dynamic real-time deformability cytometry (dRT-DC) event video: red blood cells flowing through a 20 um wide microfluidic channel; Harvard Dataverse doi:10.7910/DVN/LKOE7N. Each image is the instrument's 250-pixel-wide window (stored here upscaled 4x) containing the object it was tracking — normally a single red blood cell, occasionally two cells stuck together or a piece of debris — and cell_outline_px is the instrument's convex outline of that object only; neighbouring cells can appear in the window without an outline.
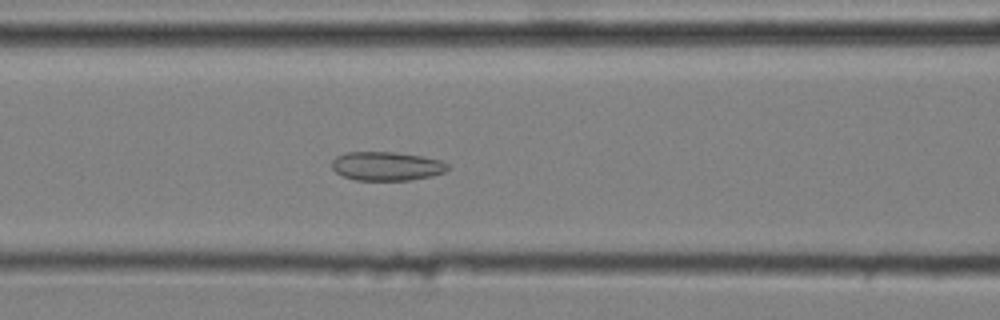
{"species": "common noctule bat (a hibernating species)", "species_latin": "Nyctalus noctula", "temperature_condition": "cold", "stored_images_in_passage": 53, "camera_frame_rate_fps": 3000, "um_per_image_px": 0.085, "animal": {"sex": "male", "body_mass_g": 20.4}, "frame": {"image": 1, "passage_image": 23, "time_ms": 7.333, "image_size_px": [1000, 320], "cell_outline_px": [[448, 168], [444, 172], [432, 176], [408, 180], [356, 180], [344, 176], [336, 172], [332, 168], [332, 160], [336, 156], [344, 152], [396, 152], [420, 156], [440, 160], [448, 164]], "centroid_in_image_um": [32.84, 14.12], "position_along_channel_um": 133.8, "area_um2": 19.42}}
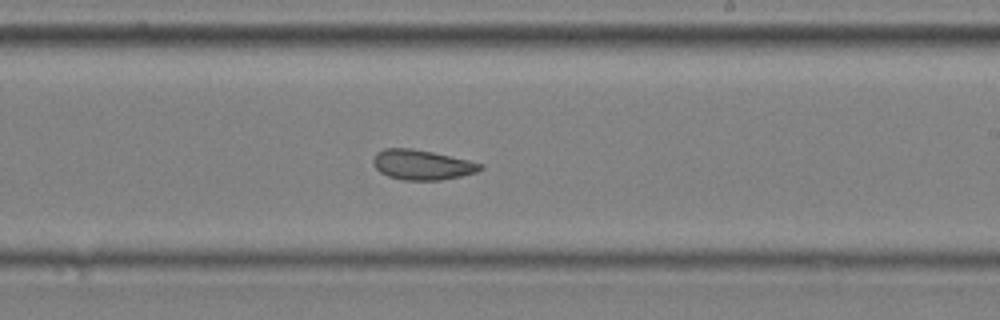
{"frame": {"image": 2, "passage_image": 33, "time_ms": 10.667, "image_size_px": [1000, 320], "cell_outline_px": [[484, 168], [476, 172], [460, 176], [440, 180], [404, 180], [388, 176], [380, 172], [376, 168], [372, 160], [376, 152], [384, 148], [412, 148], [432, 152], [468, 160], [484, 164]], "centroid_in_image_um": [35.86, 14.0], "position_along_channel_um": 253.1, "area_um2": 18.67}}
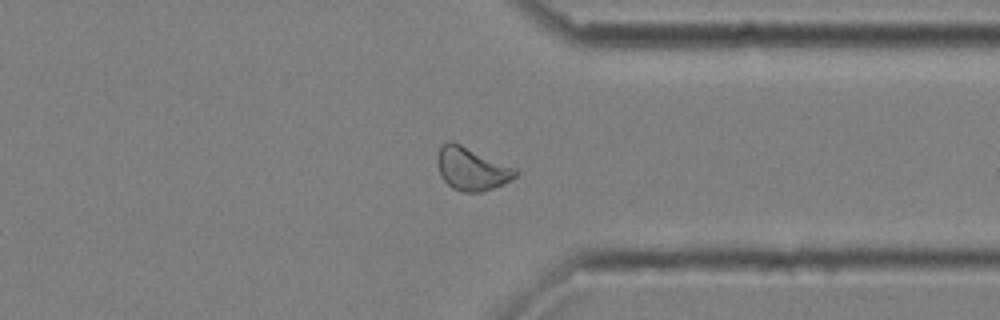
{"frame": {"image": 3, "passage_image": 43, "time_ms": 14.0, "image_size_px": [1000, 320], "cell_outline_px": [[520, 172], [516, 176], [492, 188], [480, 192], [460, 192], [452, 188], [440, 176], [436, 164], [436, 156], [440, 148], [448, 140], [452, 140], [516, 168]], "centroid_in_image_um": [40.04, 14.33], "position_along_channel_um": 371.4, "area_um2": 19.59}, "authors_computed_cell_mechanics": {"area_um2": 19.5942, "velocity_mm_per_s": 3.5887, "shape_relaxation_time_tau1_ms": null, "shape_relaxation_time_tau2_ms": 2.6633, "deformation_change_tau1": null, "deformation_change_tau2": 0.0809}}